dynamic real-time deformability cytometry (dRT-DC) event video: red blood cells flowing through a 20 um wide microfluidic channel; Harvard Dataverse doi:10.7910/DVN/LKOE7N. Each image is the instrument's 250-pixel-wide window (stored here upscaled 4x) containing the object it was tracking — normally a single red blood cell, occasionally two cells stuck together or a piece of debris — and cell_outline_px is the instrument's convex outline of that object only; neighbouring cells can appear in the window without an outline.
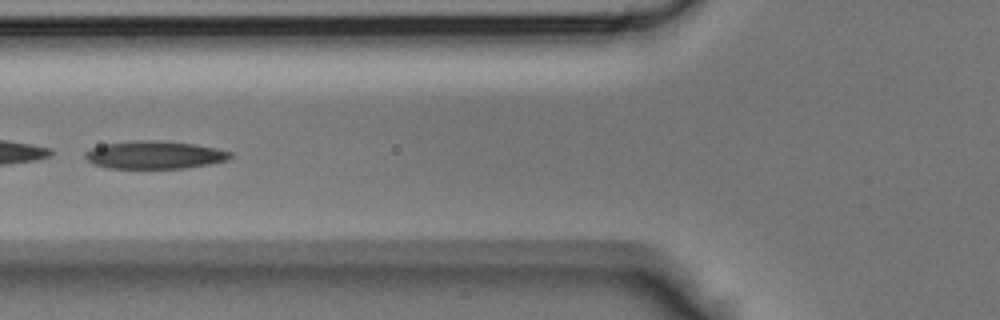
{"species": "Egyptian fruit bat (a non-hibernating species)", "species_latin": "Rousettus aegyptiacus", "temperature_condition": "room temperature", "stored_images_in_passage": 38, "camera_frame_rate_fps": 3000, "um_per_image_px": 0.085, "animal": {"sex": "male"}, "frame": {"image": 1, "passage_image": 12, "time_ms": 3.667, "image_size_px": [1000, 320], "cell_outline_px": [[232, 156], [228, 160], [208, 164], [184, 168], [108, 168], [92, 164], [84, 156], [84, 152], [92, 148], [104, 144], [136, 140], [156, 140], [192, 144], [216, 148], [232, 152]], "centroid_in_image_um": [13.11, 13.17], "position_along_channel_um": 112.7, "area_um2": 23.47}}
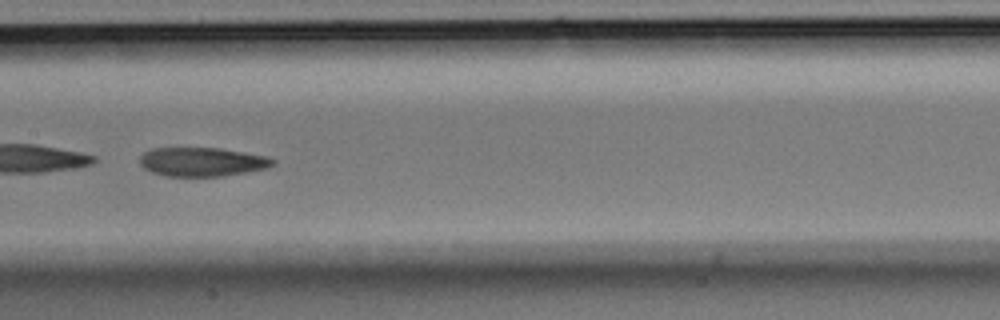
{"frame": {"image": 2, "passage_image": 17, "time_ms": 5.333, "image_size_px": [1000, 320], "cell_outline_px": [[276, 164], [268, 168], [248, 172], [224, 176], [168, 176], [152, 172], [144, 168], [140, 164], [140, 156], [144, 152], [152, 148], [220, 148], [268, 156], [276, 160]], "centroid_in_image_um": [17.23, 13.75], "position_along_channel_um": 190.2, "area_um2": 22.6}}